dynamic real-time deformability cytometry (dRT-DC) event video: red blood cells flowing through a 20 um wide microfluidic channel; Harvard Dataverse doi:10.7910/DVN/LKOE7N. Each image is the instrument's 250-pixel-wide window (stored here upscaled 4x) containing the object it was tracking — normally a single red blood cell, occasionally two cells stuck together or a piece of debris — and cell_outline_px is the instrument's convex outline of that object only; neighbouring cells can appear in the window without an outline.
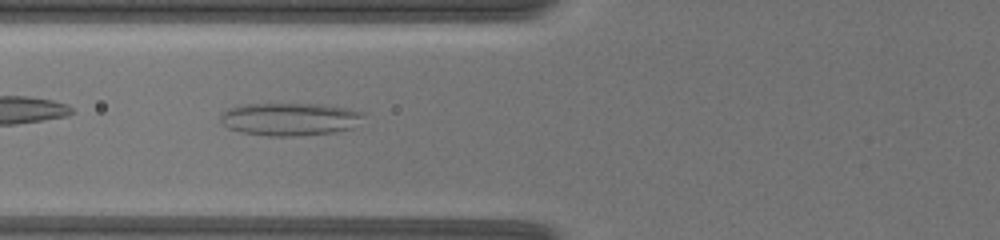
{"species": "common noctule bat (a hibernating species)", "species_latin": "Nyctalus noctula", "temperature_condition": "warm", "stored_images_in_passage": 29, "camera_frame_rate_fps": 3000, "um_per_image_px": 0.085, "animal": {"sex": "female", "body_mass_g": 19.5, "forearm_length_mm": 54.1}, "frame": {"image": 1, "passage_image": 3, "time_ms": 1.0, "image_size_px": [1000, 240], "cell_outline_px": [[364, 116], [352, 128], [336, 132], [296, 136], [268, 136], [240, 132], [228, 128], [220, 120], [220, 112], [228, 108], [240, 104], [320, 104], [348, 108], [364, 112]], "centroid_in_image_um": [24.6, 10.12], "position_along_channel_um": 101.2, "area_um2": 27.57}}
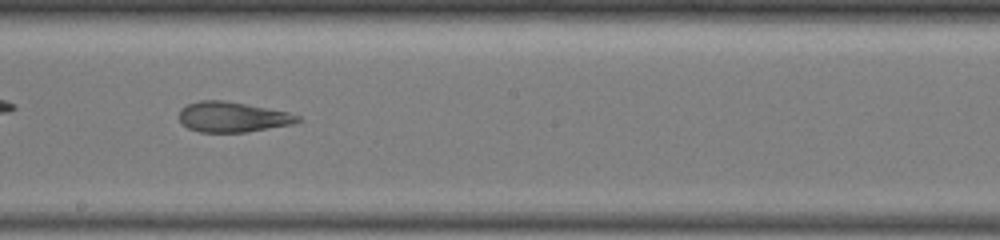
{"frame": {"image": 2, "passage_image": 11, "time_ms": 4.0, "image_size_px": [1000, 240], "cell_outline_px": [[300, 120], [292, 124], [248, 132], [200, 132], [188, 128], [180, 120], [180, 108], [188, 104], [200, 100], [224, 100], [288, 112], [300, 116]], "centroid_in_image_um": [19.76, 9.94], "position_along_channel_um": 228.4, "area_um2": 20.75}}
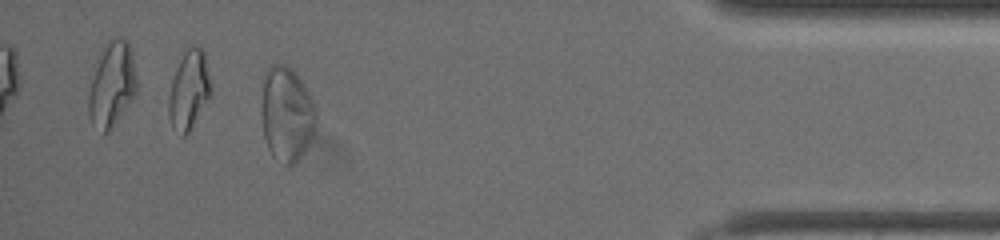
{"frame": {"image": 3, "passage_image": 26, "time_ms": 9.333, "image_size_px": [1000, 240], "cell_outline_px": [[316, 124], [312, 136], [304, 152], [288, 168], [272, 156], [268, 148], [264, 136], [260, 112], [260, 104], [264, 72], [272, 64], [284, 64], [300, 80], [308, 92], [316, 112]], "centroid_in_image_um": [24.32, 9.72], "position_along_channel_um": 410.9, "area_um2": 30.17}, "authors_computed_cell_mechanics": {"area_um2": 23.409, "velocity_mm_per_s": 4.2178, "shape_relaxation_time_tau1_ms": null, "shape_relaxation_time_tau2_ms": 1.588, "deformation_change_tau1": null, "deformation_change_tau2": 0.087}}